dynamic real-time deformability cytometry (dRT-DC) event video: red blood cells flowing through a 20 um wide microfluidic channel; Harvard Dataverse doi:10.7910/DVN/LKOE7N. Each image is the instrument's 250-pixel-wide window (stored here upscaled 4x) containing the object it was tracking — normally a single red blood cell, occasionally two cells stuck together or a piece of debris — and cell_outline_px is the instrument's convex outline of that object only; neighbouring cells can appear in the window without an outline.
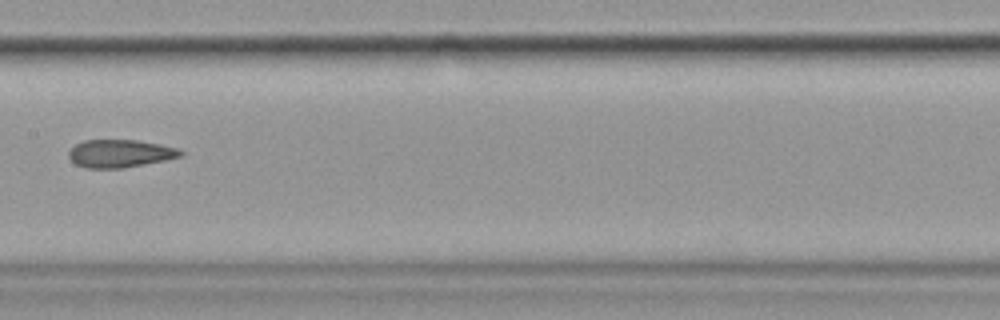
{"species": "common noctule bat (a hibernating species)", "species_latin": "Nyctalus noctula", "temperature_condition": "cold", "stored_images_in_passage": 8, "camera_frame_rate_fps": 3000, "um_per_image_px": 0.085, "animal": {"sex": "female", "body_mass_g": 19.9}, "frame": {"image": 1, "passage_image": 8, "time_ms": 8.0, "image_size_px": [1000, 320], "cell_outline_px": [[184, 156], [164, 160], [120, 168], [88, 168], [76, 164], [68, 156], [68, 152], [76, 144], [84, 140], [136, 140], [160, 144], [180, 148], [184, 152]], "centroid_in_image_um": [10.24, 13.04], "position_along_channel_um": 197.2, "area_um2": 18.03}}